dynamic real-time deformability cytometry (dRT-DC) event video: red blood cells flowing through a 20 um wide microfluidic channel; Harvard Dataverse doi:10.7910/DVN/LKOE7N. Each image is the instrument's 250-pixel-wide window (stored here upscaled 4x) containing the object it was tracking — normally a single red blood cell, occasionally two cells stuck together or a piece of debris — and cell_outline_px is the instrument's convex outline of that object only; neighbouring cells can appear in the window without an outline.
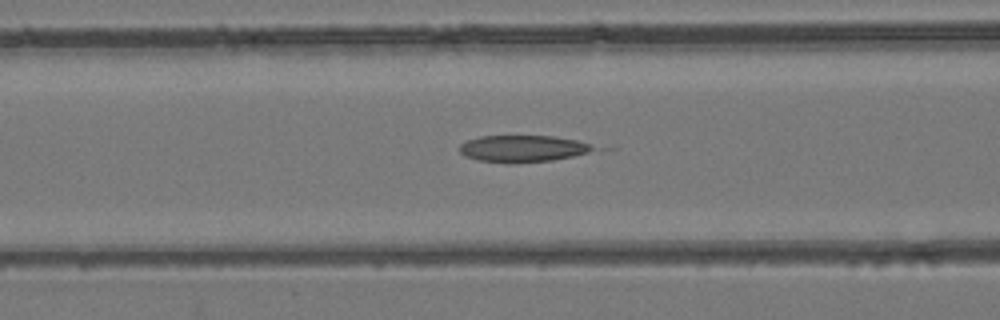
{"species": "common noctule bat (a hibernating species)", "species_latin": "Nyctalus noctula", "temperature_condition": "room temperature", "stored_images_in_passage": 49, "camera_frame_rate_fps": 3000, "um_per_image_px": 0.085, "animal": {"sex": "female", "body_mass_g": 24.6, "forearm_length_mm": 56.2}, "frame": {"image": 1, "passage_image": 20, "time_ms": 6.333, "image_size_px": [1000, 320], "cell_outline_px": [[616, 148], [552, 160], [512, 164], [508, 164], [480, 160], [464, 156], [460, 152], [460, 144], [468, 140], [480, 136], [552, 136], [576, 140]], "centroid_in_image_um": [44.68, 12.64], "position_along_channel_um": 121.9, "area_um2": 21.79}}
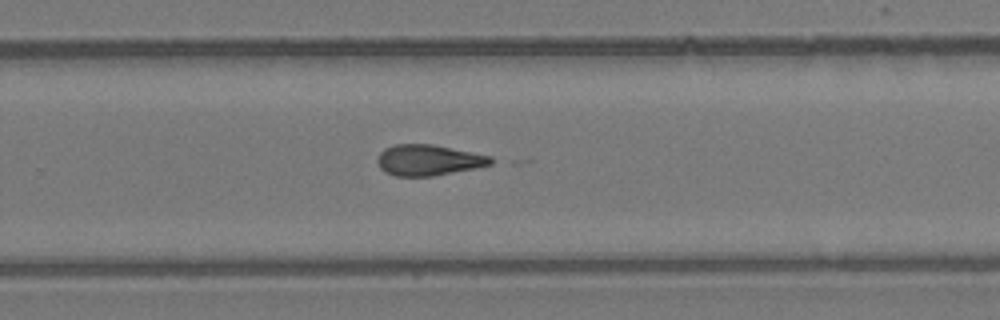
{"frame": {"image": 2, "passage_image": 32, "time_ms": 10.333, "image_size_px": [1000, 320], "cell_outline_px": [[500, 160], [492, 164], [476, 168], [432, 176], [396, 176], [384, 172], [380, 168], [376, 160], [380, 152], [384, 148], [392, 144], [432, 144], [492, 156]], "centroid_in_image_um": [36.45, 13.6], "position_along_channel_um": 293.4, "area_um2": 20.69}}
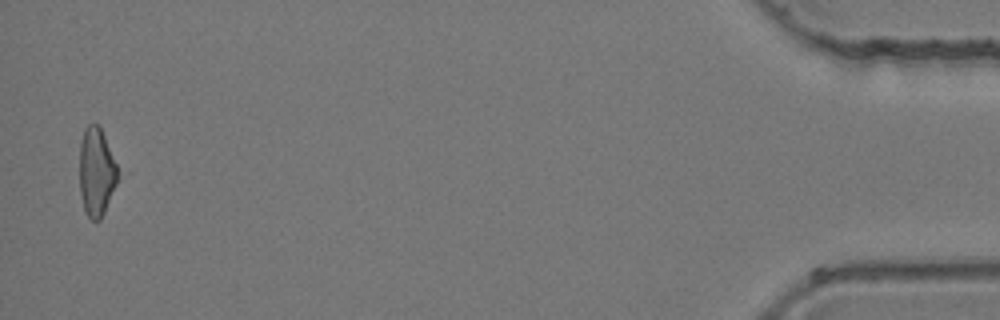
{"frame": {"image": 3, "passage_image": 48, "time_ms": 15.667, "image_size_px": [1000, 320], "cell_outline_px": [[116, 184], [104, 212], [100, 220], [92, 220], [84, 212], [80, 192], [80, 140], [84, 128], [88, 124], [96, 124], [100, 128], [104, 136], [116, 164]], "centroid_in_image_um": [8.15, 14.62], "position_along_channel_um": 427.0, "area_um2": 19.31}}